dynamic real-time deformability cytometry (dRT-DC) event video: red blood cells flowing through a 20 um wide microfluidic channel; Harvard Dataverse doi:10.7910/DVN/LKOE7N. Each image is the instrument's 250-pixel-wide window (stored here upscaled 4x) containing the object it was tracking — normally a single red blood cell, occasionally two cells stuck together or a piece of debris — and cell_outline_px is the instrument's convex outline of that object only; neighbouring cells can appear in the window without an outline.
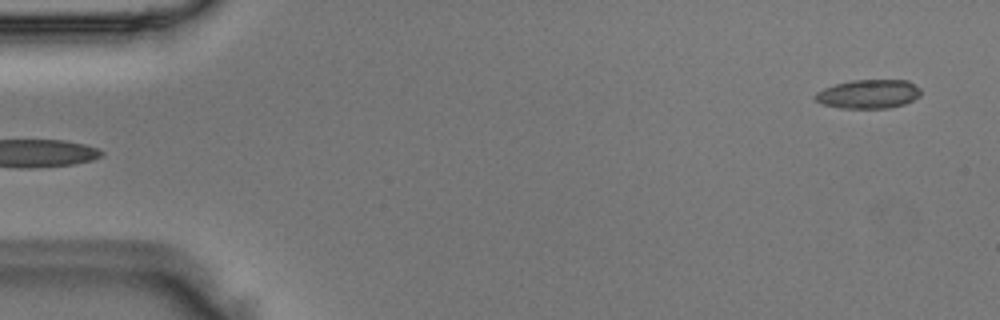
{"species": "Egyptian fruit bat (a non-hibernating species)", "species_latin": "Rousettus aegyptiacus", "temperature_condition": "room temperature", "stored_images_in_passage": 4, "camera_frame_rate_fps": 3000, "um_per_image_px": 0.085, "animal": {"sex": "male"}, "frame": {"image": 1, "passage_image": 4, "time_ms": 1.0, "image_size_px": [1000, 320], "cell_outline_px": [[920, 96], [904, 104], [888, 108], [840, 108], [820, 104], [812, 96], [816, 92], [824, 88], [836, 84], [852, 80], [908, 80], [920, 88]], "centroid_in_image_um": [73.79, 7.99], "position_along_channel_um": 11.2, "area_um2": 17.86}}